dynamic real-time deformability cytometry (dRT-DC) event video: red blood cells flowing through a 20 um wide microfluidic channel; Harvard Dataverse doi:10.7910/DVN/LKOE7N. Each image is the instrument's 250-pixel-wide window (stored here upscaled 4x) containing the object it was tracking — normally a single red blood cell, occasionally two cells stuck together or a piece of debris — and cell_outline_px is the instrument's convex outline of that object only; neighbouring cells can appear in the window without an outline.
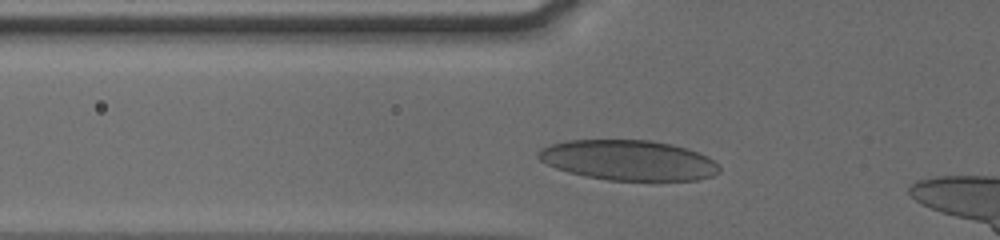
{"species": "human", "species_latin": "Homo sapiens", "temperature_condition": "cold", "stored_images_in_passage": 5, "camera_frame_rate_fps": 3000, "um_per_image_px": 0.085, "donor": {"sex": "male"}, "frame": {"image": 1, "passage_image": 3, "time_ms": 1.667, "image_size_px": [1000, 240], "cell_outline_px": [[720, 172], [712, 176], [700, 180], [608, 180], [584, 176], [568, 172], [556, 168], [540, 160], [536, 156], [536, 152], [540, 148], [552, 144], [568, 140], [648, 140], [672, 144], [688, 148], [700, 152], [708, 156], [720, 168]], "centroid_in_image_um": [53.42, 13.62], "position_along_channel_um": 72.4, "area_um2": 42.6}}